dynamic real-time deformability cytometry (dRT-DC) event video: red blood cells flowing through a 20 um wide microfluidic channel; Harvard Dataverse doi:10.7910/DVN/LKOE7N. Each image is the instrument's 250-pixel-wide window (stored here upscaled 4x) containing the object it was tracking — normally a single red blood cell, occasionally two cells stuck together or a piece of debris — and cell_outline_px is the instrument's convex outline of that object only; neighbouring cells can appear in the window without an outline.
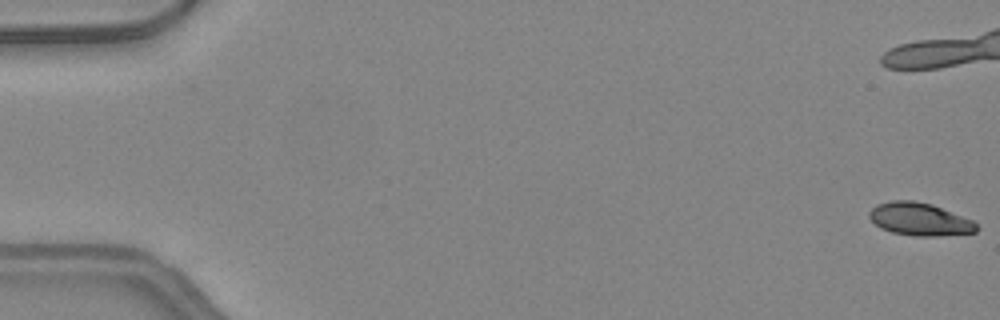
{"species": "common noctule bat (a hibernating species)", "species_latin": "Nyctalus noctula", "temperature_condition": "warm", "stored_images_in_passage": 41, "camera_frame_rate_fps": 3000, "um_per_image_px": 0.085, "animal": {"sex": "female", "body_mass_g": 24.6, "forearm_length_mm": 56.2}, "frame": {"image": 1, "passage_image": 1, "time_ms": 0.0, "image_size_px": [1000, 320], "cell_outline_px": [[980, 228], [976, 232], [936, 236], [912, 236], [892, 232], [880, 228], [868, 216], [868, 212], [876, 204], [892, 200], [912, 200], [932, 204], [972, 220]], "centroid_in_image_um": [78.15, 18.63], "position_along_channel_um": 6.8, "area_um2": 20.52}}